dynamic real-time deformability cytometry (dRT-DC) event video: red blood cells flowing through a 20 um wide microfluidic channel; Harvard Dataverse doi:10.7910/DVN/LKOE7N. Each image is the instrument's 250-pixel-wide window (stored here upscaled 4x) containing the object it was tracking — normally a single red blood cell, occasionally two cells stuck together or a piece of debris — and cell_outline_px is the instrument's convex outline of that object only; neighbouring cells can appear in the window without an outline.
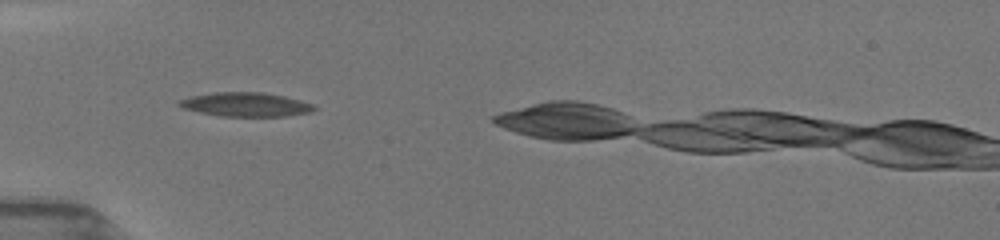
{"species": "common noctule bat (a hibernating species)", "species_latin": "Nyctalus noctula", "temperature_condition": "room temperature", "stored_images_in_passage": 6, "camera_frame_rate_fps": 3000, "um_per_image_px": 0.085, "animal": {"sex": "female", "body_mass_g": 19.5, "forearm_length_mm": 54.1}, "frame": {"image": 1, "passage_image": 3, "time_ms": 1.333, "image_size_px": [1000, 240], "cell_outline_px": [[316, 108], [308, 112], [284, 116], [220, 116], [200, 112], [184, 108], [176, 104], [180, 100], [192, 96], [212, 92], [260, 92], [284, 96], [300, 100], [312, 104]], "centroid_in_image_um": [20.86, 8.87], "position_along_channel_um": 64.1, "area_um2": 18.61}}